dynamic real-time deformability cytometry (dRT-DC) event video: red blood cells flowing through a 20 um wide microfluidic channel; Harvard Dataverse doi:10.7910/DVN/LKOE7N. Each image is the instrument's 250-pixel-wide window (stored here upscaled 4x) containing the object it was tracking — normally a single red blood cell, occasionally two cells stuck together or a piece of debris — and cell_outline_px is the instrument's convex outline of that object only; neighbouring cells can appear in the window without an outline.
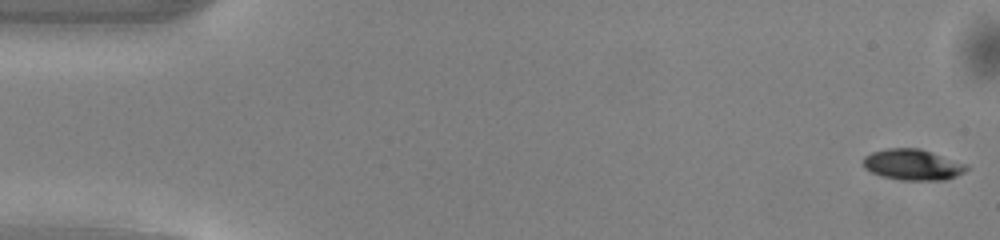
{"species": "common noctule bat (a hibernating species)", "species_latin": "Nyctalus noctula", "temperature_condition": "warm", "stored_images_in_passage": 12, "camera_frame_rate_fps": 3000, "um_per_image_px": 0.085, "animal": {"sex": "male", "body_mass_g": 13.0, "forearm_length_mm": 53.1}, "frame": {"image": 1, "passage_image": 1, "time_ms": 0.0, "image_size_px": [1000, 240], "cell_outline_px": [[968, 168], [964, 172], [956, 176], [944, 180], [900, 180], [880, 176], [864, 168], [864, 156], [872, 152], [888, 148], [920, 148], [968, 164]], "centroid_in_image_um": [77.59, 14.0], "position_along_channel_um": 7.4, "area_um2": 18.67}}